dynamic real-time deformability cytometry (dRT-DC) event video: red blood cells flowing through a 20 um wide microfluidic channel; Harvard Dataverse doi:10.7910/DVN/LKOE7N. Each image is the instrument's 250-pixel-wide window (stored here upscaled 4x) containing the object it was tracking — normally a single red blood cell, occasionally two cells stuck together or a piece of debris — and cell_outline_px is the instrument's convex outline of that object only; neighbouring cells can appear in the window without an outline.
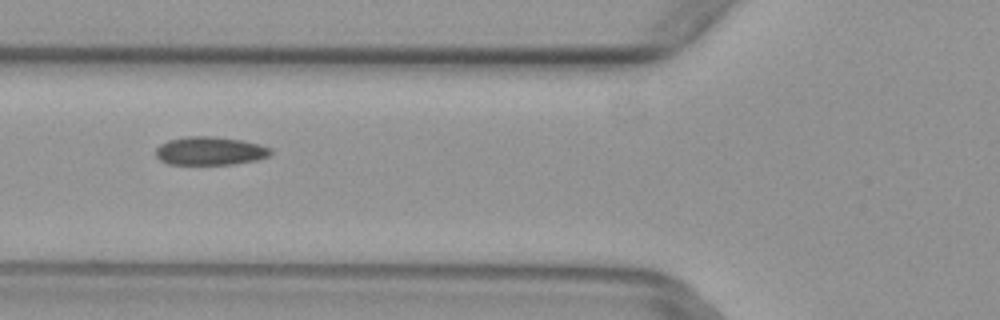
{"species": "common noctule bat (a hibernating species)", "species_latin": "Nyctalus noctula", "temperature_condition": "warm", "stored_images_in_passage": 6, "camera_frame_rate_fps": 3000, "um_per_image_px": 0.085, "animal": {"sex": "female", "body_mass_g": 29.2, "forearm_length_mm": 56.3}, "frame": {"image": 1, "passage_image": 6, "time_ms": 1.667, "image_size_px": [1000, 320], "cell_outline_px": [[272, 152], [268, 156], [256, 160], [232, 164], [168, 164], [160, 160], [156, 156], [156, 148], [160, 144], [168, 140], [184, 136], [212, 136], [240, 140], [260, 144], [272, 148]], "centroid_in_image_um": [17.84, 12.82], "position_along_channel_um": 108.0, "area_um2": 19.02}}